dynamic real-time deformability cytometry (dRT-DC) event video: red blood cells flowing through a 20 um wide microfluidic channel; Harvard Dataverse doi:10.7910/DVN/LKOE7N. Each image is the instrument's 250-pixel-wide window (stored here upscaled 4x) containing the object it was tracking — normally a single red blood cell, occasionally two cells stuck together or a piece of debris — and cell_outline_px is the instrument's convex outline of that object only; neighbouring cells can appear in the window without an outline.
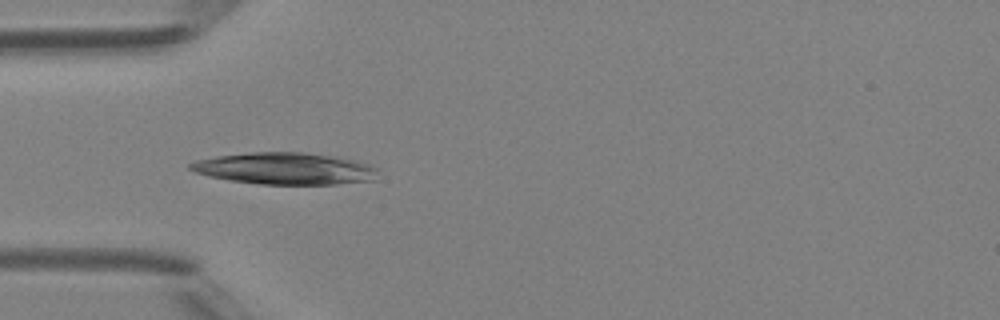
{"species": "Egyptian fruit bat (a non-hibernating species)", "species_latin": "Rousettus aegyptiacus", "temperature_condition": "room temperature", "stored_images_in_passage": 4, "camera_frame_rate_fps": 3000, "um_per_image_px": 0.085, "animal": {"sex": "female"}, "frame": {"image": 1, "passage_image": 2, "time_ms": 1.0, "image_size_px": [1000, 320], "cell_outline_px": [[376, 168], [372, 180], [336, 184], [260, 184], [228, 180], [208, 176], [196, 172], [188, 168], [188, 164], [196, 160], [216, 156], [252, 152], [300, 152], [336, 156], [356, 160], [372, 164]], "centroid_in_image_um": [24.19, 14.32], "position_along_channel_um": 60.8, "area_um2": 34.74}}
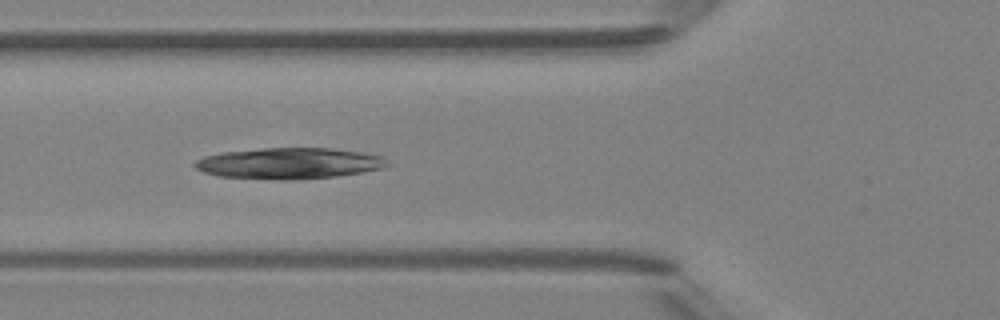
{"frame": {"image": 2, "passage_image": 3, "time_ms": 2.0, "image_size_px": [1000, 320], "cell_outline_px": [[392, 164], [384, 168], [364, 172], [336, 176], [292, 180], [284, 180], [220, 176], [204, 172], [196, 168], [192, 164], [196, 160], [204, 156], [224, 152], [264, 148], [332, 148], [364, 152], [384, 156]], "centroid_in_image_um": [24.66, 13.88], "position_along_channel_um": 101.1, "area_um2": 35.08}}
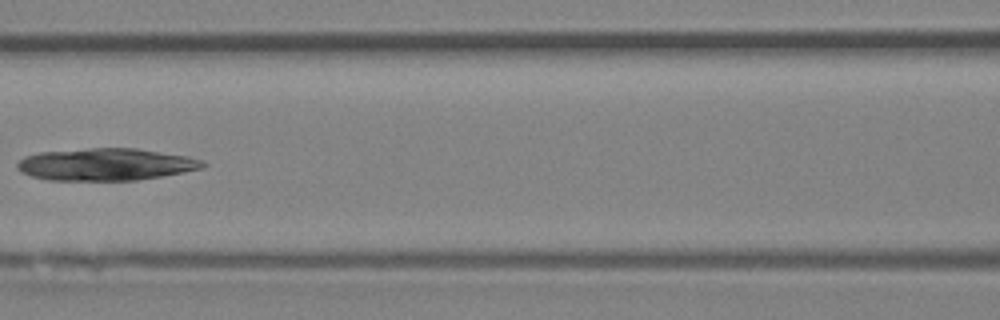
{"frame": {"image": 3, "passage_image": 4, "time_ms": 3.333, "image_size_px": [1000, 320], "cell_outline_px": [[208, 164], [204, 168], [184, 172], [136, 180], [48, 180], [32, 176], [20, 172], [16, 168], [16, 164], [24, 156], [40, 152], [88, 148], [136, 148], [188, 156], [204, 160]], "centroid_in_image_um": [9.01, 13.97], "position_along_channel_um": 157.6, "area_um2": 34.97}}